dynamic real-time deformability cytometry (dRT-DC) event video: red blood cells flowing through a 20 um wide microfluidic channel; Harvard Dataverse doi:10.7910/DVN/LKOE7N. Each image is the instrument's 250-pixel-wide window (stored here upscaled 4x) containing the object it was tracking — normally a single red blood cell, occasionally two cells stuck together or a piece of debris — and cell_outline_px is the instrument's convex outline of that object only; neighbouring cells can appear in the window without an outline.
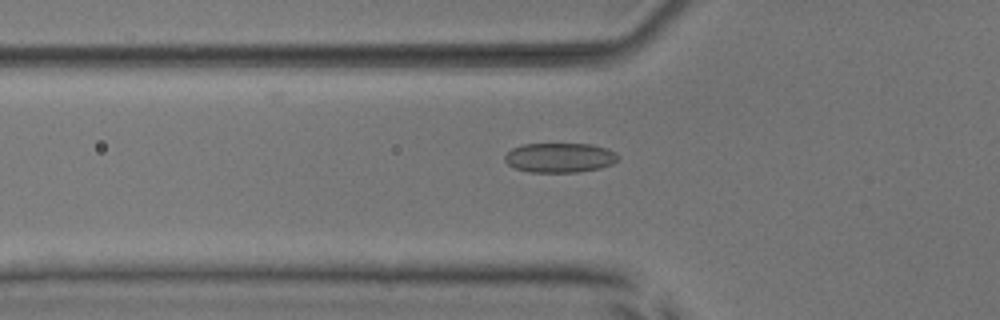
{"species": "common noctule bat (a hibernating species)", "species_latin": "Nyctalus noctula", "temperature_condition": "room temperature", "stored_images_in_passage": 52, "camera_frame_rate_fps": 3000, "um_per_image_px": 0.085, "animal": {"sex": "male", "body_mass_g": 17.9, "forearm_length_mm": 54.2}, "frame": {"image": 1, "passage_image": 18, "time_ms": 5.667, "image_size_px": [1000, 320], "cell_outline_px": [[620, 156], [612, 164], [600, 168], [580, 172], [528, 172], [516, 168], [508, 164], [504, 160], [504, 156], [512, 148], [524, 144], [592, 144], [608, 148], [616, 152]], "centroid_in_image_um": [47.6, 13.4], "position_along_channel_um": 78.2, "area_um2": 19.65}}
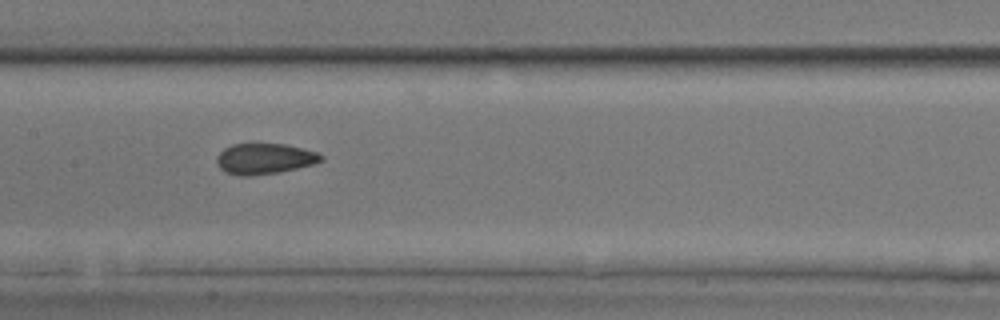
{"frame": {"image": 2, "passage_image": 26, "time_ms": 8.333, "image_size_px": [1000, 320], "cell_outline_px": [[324, 160], [316, 164], [280, 172], [248, 176], [240, 176], [224, 172], [216, 164], [216, 156], [224, 148], [232, 144], [284, 144], [304, 148], [320, 152], [324, 156]], "centroid_in_image_um": [22.52, 13.49], "position_along_channel_um": 184.9, "area_um2": 19.07}}
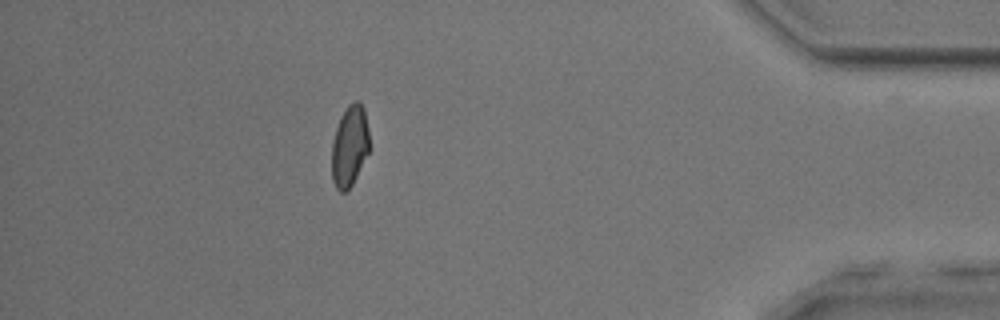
{"frame": {"image": 3, "passage_image": 46, "time_ms": 15.0, "image_size_px": [1000, 320], "cell_outline_px": [[372, 148], [352, 184], [344, 192], [340, 192], [336, 188], [332, 180], [332, 140], [340, 116], [348, 104], [356, 100], [360, 100], [364, 108]], "centroid_in_image_um": [29.75, 12.38], "position_along_channel_um": 405.5, "area_um2": 18.26}, "authors_computed_cell_mechanics": {"area_um2": 19.074, "velocity_mm_per_s": 3.987, "shape_relaxation_time_tau1_ms": null, "shape_relaxation_time_tau2_ms": 1.5269, "deformation_change_tau1": null, "deformation_change_tau2": 0.0762}}